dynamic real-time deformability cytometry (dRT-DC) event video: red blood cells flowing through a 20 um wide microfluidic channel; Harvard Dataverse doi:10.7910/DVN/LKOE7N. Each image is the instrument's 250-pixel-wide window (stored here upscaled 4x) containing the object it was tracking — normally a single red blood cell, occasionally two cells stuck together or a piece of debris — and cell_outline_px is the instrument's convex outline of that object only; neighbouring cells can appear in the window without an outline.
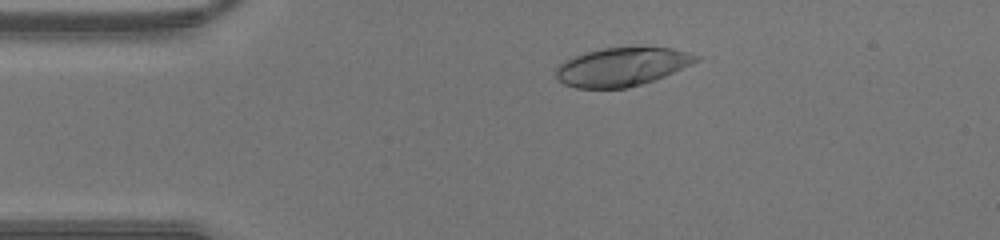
{"species": "human", "species_latin": "Homo sapiens", "temperature_condition": "warm", "stored_images_in_passage": 43, "camera_frame_rate_fps": 3000, "um_per_image_px": 0.085, "donor": {"sex": "male"}, "frame": {"image": 1, "passage_image": 7, "time_ms": 2.0, "image_size_px": [1000, 240], "cell_outline_px": [[700, 60], [692, 64], [664, 76], [628, 88], [576, 88], [564, 84], [556, 80], [556, 68], [564, 60], [584, 52], [600, 48], [672, 48], [688, 52], [700, 56]], "centroid_in_image_um": [52.83, 5.68], "position_along_channel_um": 32.2, "area_um2": 31.33}}
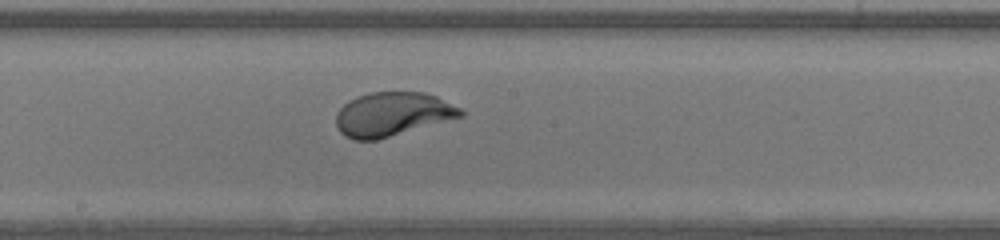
{"frame": {"image": 2, "passage_image": 22, "time_ms": 7.0, "image_size_px": [1000, 240], "cell_outline_px": [[464, 116], [376, 140], [356, 140], [344, 136], [340, 132], [336, 124], [336, 112], [348, 100], [356, 96], [368, 92], [424, 92], [436, 96], [460, 108], [464, 112]], "centroid_in_image_um": [33.32, 9.7], "position_along_channel_um": 214.9, "area_um2": 31.91}}
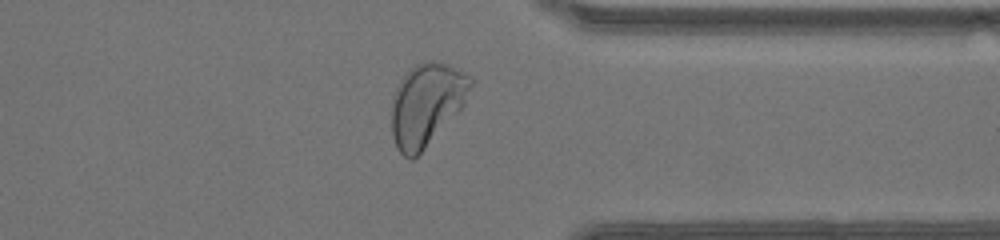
{"frame": {"image": 3, "passage_image": 33, "time_ms": 10.667, "image_size_px": [1000, 240], "cell_outline_px": [[472, 84], [464, 104], [424, 148], [412, 160], [408, 160], [396, 148], [392, 136], [392, 104], [396, 88], [404, 76], [416, 64], [428, 60], [436, 60], [448, 64], [472, 76]], "centroid_in_image_um": [36.25, 8.85], "position_along_channel_um": 375.2, "area_um2": 37.34}}